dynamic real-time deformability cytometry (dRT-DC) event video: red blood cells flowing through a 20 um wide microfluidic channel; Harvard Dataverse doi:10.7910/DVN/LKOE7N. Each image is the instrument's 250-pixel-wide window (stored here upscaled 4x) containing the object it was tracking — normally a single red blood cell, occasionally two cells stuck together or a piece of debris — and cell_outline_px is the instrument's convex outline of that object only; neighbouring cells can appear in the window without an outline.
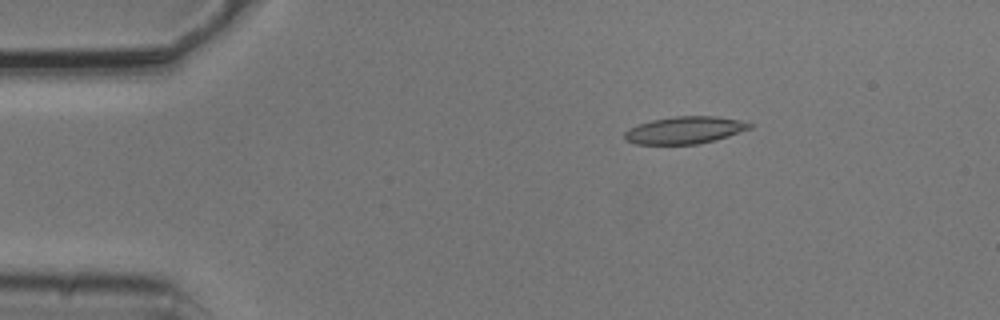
{"species": "common noctule bat (a hibernating species)", "species_latin": "Nyctalus noctula", "temperature_condition": "cold", "stored_images_in_passage": 6, "camera_frame_rate_fps": 3000, "um_per_image_px": 0.085, "animal": {"sex": "male", "body_mass_g": 20.5, "forearm_length_mm": 52.5}, "frame": {"image": 1, "passage_image": 3, "time_ms": 0.667, "image_size_px": [1000, 320], "cell_outline_px": [[756, 124], [752, 128], [716, 140], [696, 144], [636, 144], [624, 140], [624, 132], [628, 128], [652, 120], [676, 116], [716, 116]], "centroid_in_image_um": [58.2, 11.06], "position_along_channel_um": 26.8, "area_um2": 19.83}}
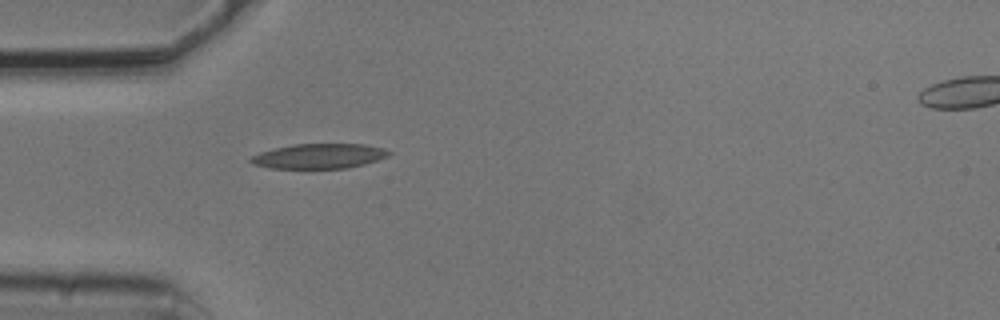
{"frame": {"image": 2, "passage_image": 5, "time_ms": 1.333, "image_size_px": [1000, 320], "cell_outline_px": [[392, 152], [388, 156], [364, 164], [348, 168], [268, 168], [252, 164], [248, 160], [252, 156], [260, 152], [292, 144], [364, 144], [384, 148]], "centroid_in_image_um": [27.11, 13.27], "position_along_channel_um": 57.9, "area_um2": 20.0}}